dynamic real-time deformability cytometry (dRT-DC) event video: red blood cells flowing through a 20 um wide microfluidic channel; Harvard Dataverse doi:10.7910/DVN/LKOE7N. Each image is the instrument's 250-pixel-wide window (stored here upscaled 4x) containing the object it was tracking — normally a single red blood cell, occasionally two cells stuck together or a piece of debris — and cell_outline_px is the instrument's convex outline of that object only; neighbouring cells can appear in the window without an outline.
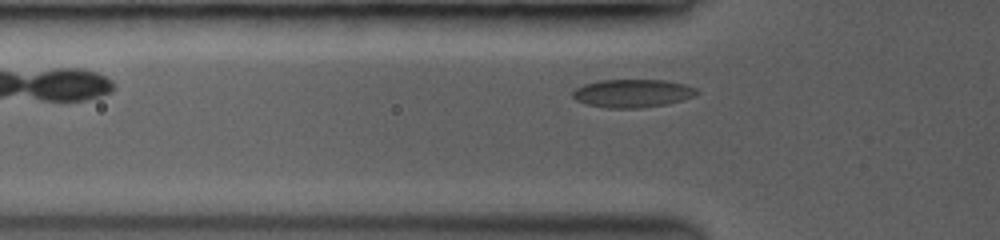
{"species": "common noctule bat (a hibernating species)", "species_latin": "Nyctalus noctula", "temperature_condition": "room temperature", "stored_images_in_passage": 41, "camera_frame_rate_fps": 3500, "um_per_image_px": 0.085, "animal": {"sex": "female", "body_mass_g": 19.0, "forearm_length_mm": 53.3}, "frame": {"image": 1, "passage_image": 2, "time_ms": 0.286, "image_size_px": [1000, 240], "cell_outline_px": [[700, 92], [692, 96], [680, 100], [664, 104], [636, 108], [612, 108], [588, 104], [576, 100], [572, 96], [572, 92], [576, 88], [584, 84], [600, 80], [660, 80], [684, 84], [696, 88]], "centroid_in_image_um": [53.73, 7.92], "position_along_channel_um": 72.1, "area_um2": 19.94}}
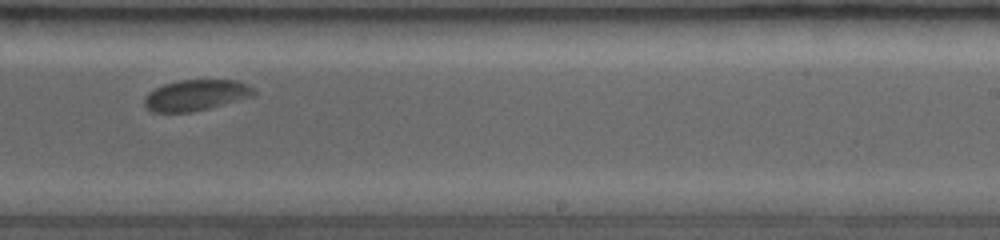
{"frame": {"image": 2, "passage_image": 21, "time_ms": 5.429, "image_size_px": [1000, 240], "cell_outline_px": [[256, 92], [252, 96], [208, 108], [188, 112], [152, 112], [144, 104], [144, 100], [156, 88], [164, 84], [180, 80], [236, 80], [248, 84]], "centroid_in_image_um": [16.67, 8.08], "position_along_channel_um": 272.3, "area_um2": 19.25}}
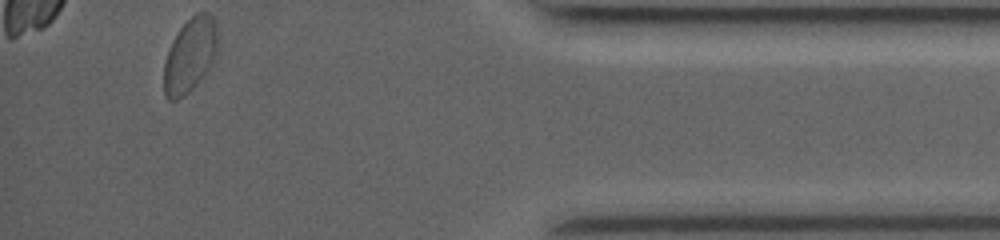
{"frame": {"image": 3, "passage_image": 41, "time_ms": 10.0, "image_size_px": [1000, 240], "cell_outline_px": [[216, 52], [204, 72], [196, 84], [184, 96], [176, 100], [168, 100], [164, 96], [164, 64], [172, 40], [180, 28], [196, 12], [208, 12], [212, 16], [216, 32]], "centroid_in_image_um": [16.09, 4.7], "position_along_channel_um": 419.1, "area_um2": 22.54}, "authors_computed_cell_mechanics": {"area_um2": 19.941, "velocity_mm_per_s": 3.9132, "shape_relaxation_time_tau1_ms": 4.3739, "shape_relaxation_time_tau2_ms": null, "deformation_change_tau1": 0.0863, "deformation_change_tau2": null}}